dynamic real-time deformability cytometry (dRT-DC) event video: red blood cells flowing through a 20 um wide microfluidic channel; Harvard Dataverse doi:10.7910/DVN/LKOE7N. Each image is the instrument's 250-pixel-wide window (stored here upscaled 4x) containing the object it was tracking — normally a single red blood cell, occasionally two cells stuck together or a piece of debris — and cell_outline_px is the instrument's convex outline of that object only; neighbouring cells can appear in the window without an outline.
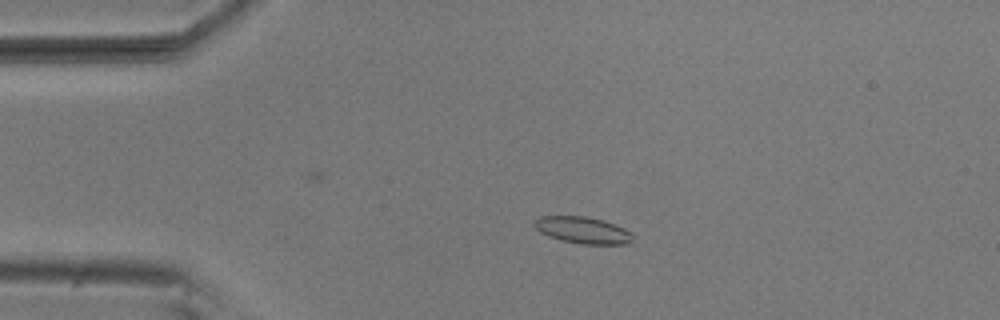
{"species": "common noctule bat (a hibernating species)", "species_latin": "Nyctalus noctula", "temperature_condition": "room temperature", "stored_images_in_passage": 4, "camera_frame_rate_fps": 3000, "um_per_image_px": 0.085, "animal": {"sex": "male", "body_mass_g": 20.5, "forearm_length_mm": 52.5}, "frame": {"image": 1, "passage_image": 3, "time_ms": 0.667, "image_size_px": [1000, 320], "cell_outline_px": [[636, 236], [628, 244], [580, 244], [560, 240], [548, 236], [540, 232], [532, 224], [532, 220], [540, 216], [584, 216], [604, 220], [624, 228], [632, 232]], "centroid_in_image_um": [49.54, 19.56], "position_along_channel_um": 35.5, "area_um2": 15.61}}